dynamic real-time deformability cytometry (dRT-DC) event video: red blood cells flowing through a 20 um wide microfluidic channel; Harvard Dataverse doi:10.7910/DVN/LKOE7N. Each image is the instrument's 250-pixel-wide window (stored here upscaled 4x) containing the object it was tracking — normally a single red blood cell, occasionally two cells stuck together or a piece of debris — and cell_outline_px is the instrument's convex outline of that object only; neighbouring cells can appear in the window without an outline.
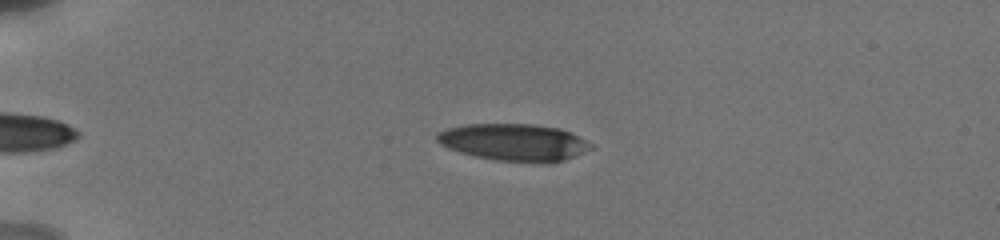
{"species": "human", "species_latin": "Homo sapiens", "temperature_condition": "cold", "stored_images_in_passage": 30, "camera_frame_rate_fps": 3000, "um_per_image_px": 0.085, "donor": {"sex": "male"}, "frame": {"image": 1, "passage_image": 4, "time_ms": 0.667, "image_size_px": [1000, 240], "cell_outline_px": [[592, 148], [564, 160], [548, 164], [500, 160], [476, 156], [460, 152], [448, 148], [440, 144], [436, 140], [436, 136], [440, 132], [448, 128], [464, 124], [532, 124], [560, 128], [572, 132], [592, 144]], "centroid_in_image_um": [43.71, 12.09], "position_along_channel_um": 41.3, "area_um2": 33.23}}
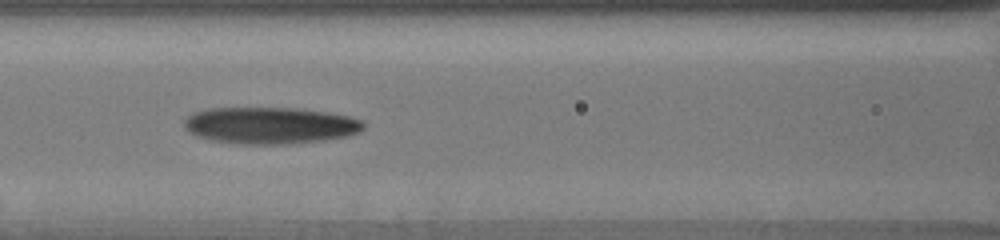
{"frame": {"image": 2, "passage_image": 20, "time_ms": 4.667, "image_size_px": [1000, 240], "cell_outline_px": [[364, 128], [360, 132], [348, 136], [324, 140], [292, 144], [240, 144], [212, 140], [196, 136], [188, 132], [184, 128], [184, 120], [192, 112], [208, 108], [300, 108], [328, 112], [352, 116], [364, 120]], "centroid_in_image_um": [22.99, 10.66], "position_along_channel_um": 143.6, "area_um2": 38.96}}
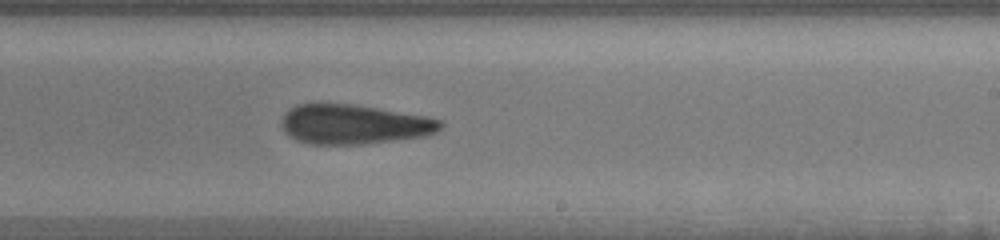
{"frame": {"image": 3, "passage_image": 30, "time_ms": 7.667, "image_size_px": [1000, 240], "cell_outline_px": [[444, 124], [436, 132], [428, 136], [360, 144], [312, 144], [296, 140], [288, 136], [284, 132], [280, 124], [284, 112], [296, 104], [320, 100], [352, 104], [428, 116], [444, 120]], "centroid_in_image_um": [30.03, 10.53], "position_along_channel_um": 259.0, "area_um2": 37.74}}